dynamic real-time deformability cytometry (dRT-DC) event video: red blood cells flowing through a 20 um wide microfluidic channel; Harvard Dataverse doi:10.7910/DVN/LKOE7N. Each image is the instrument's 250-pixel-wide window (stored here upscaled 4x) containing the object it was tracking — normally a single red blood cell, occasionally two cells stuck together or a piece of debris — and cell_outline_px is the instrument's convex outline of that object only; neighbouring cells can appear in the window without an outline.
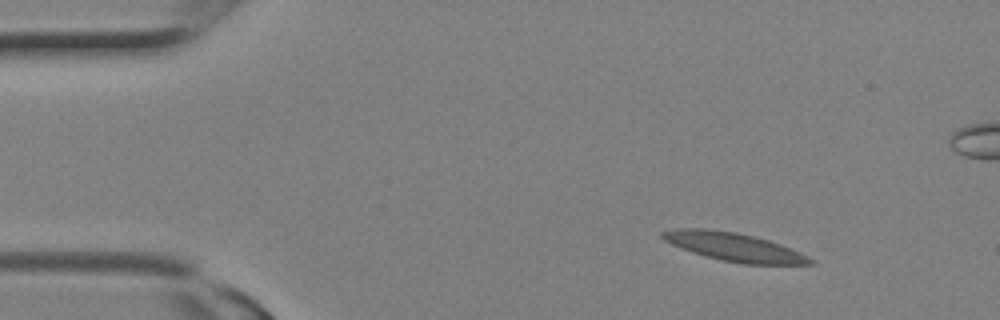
{"species": "Egyptian fruit bat (a non-hibernating species)", "species_latin": "Rousettus aegyptiacus", "temperature_condition": "room temperature", "stored_images_in_passage": 8, "camera_frame_rate_fps": 3000, "um_per_image_px": 0.085, "animal": {"sex": "female"}, "frame": {"image": 1, "passage_image": 3, "time_ms": 0.667, "image_size_px": [1000, 320], "cell_outline_px": [[816, 260], [812, 264], [744, 264], [720, 260], [704, 256], [692, 252], [672, 244], [664, 240], [660, 236], [660, 232], [680, 228], [704, 228], [736, 232], [768, 240], [780, 244], [800, 252]], "centroid_in_image_um": [62.39, 20.99], "position_along_channel_um": 22.6, "area_um2": 24.33}}